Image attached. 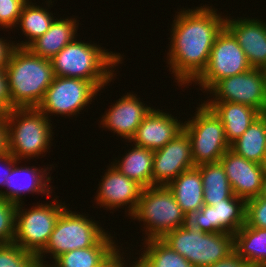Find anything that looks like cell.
Returning a JSON list of instances; mask_svg holds the SVG:
<instances>
[{
    "mask_svg": "<svg viewBox=\"0 0 266 267\" xmlns=\"http://www.w3.org/2000/svg\"><path fill=\"white\" fill-rule=\"evenodd\" d=\"M178 12L174 19L168 64L182 85L194 81L206 68L217 35L225 19L211 7Z\"/></svg>",
    "mask_w": 266,
    "mask_h": 267,
    "instance_id": "cell-1",
    "label": "cell"
},
{
    "mask_svg": "<svg viewBox=\"0 0 266 267\" xmlns=\"http://www.w3.org/2000/svg\"><path fill=\"white\" fill-rule=\"evenodd\" d=\"M4 70L12 109L37 108L55 78L51 61L28 48L14 47Z\"/></svg>",
    "mask_w": 266,
    "mask_h": 267,
    "instance_id": "cell-2",
    "label": "cell"
},
{
    "mask_svg": "<svg viewBox=\"0 0 266 267\" xmlns=\"http://www.w3.org/2000/svg\"><path fill=\"white\" fill-rule=\"evenodd\" d=\"M119 54L103 50L99 45L74 39L50 61L55 76L90 81L101 90L109 81L111 82L114 74L112 67L119 64L122 59Z\"/></svg>",
    "mask_w": 266,
    "mask_h": 267,
    "instance_id": "cell-3",
    "label": "cell"
},
{
    "mask_svg": "<svg viewBox=\"0 0 266 267\" xmlns=\"http://www.w3.org/2000/svg\"><path fill=\"white\" fill-rule=\"evenodd\" d=\"M161 240L195 267H208L234 253V235L206 233L185 223Z\"/></svg>",
    "mask_w": 266,
    "mask_h": 267,
    "instance_id": "cell-4",
    "label": "cell"
},
{
    "mask_svg": "<svg viewBox=\"0 0 266 267\" xmlns=\"http://www.w3.org/2000/svg\"><path fill=\"white\" fill-rule=\"evenodd\" d=\"M5 118L9 153L18 161L48 151L53 136L52 124L38 108H14L5 114Z\"/></svg>",
    "mask_w": 266,
    "mask_h": 267,
    "instance_id": "cell-5",
    "label": "cell"
},
{
    "mask_svg": "<svg viewBox=\"0 0 266 267\" xmlns=\"http://www.w3.org/2000/svg\"><path fill=\"white\" fill-rule=\"evenodd\" d=\"M130 216L146 223L145 240L161 239L166 233L187 223L186 214L167 186L143 188L136 210Z\"/></svg>",
    "mask_w": 266,
    "mask_h": 267,
    "instance_id": "cell-6",
    "label": "cell"
},
{
    "mask_svg": "<svg viewBox=\"0 0 266 267\" xmlns=\"http://www.w3.org/2000/svg\"><path fill=\"white\" fill-rule=\"evenodd\" d=\"M68 210L61 212L45 249L37 256L39 267H47L44 253H51L54 260L67 251L92 247L107 234L95 220Z\"/></svg>",
    "mask_w": 266,
    "mask_h": 267,
    "instance_id": "cell-7",
    "label": "cell"
},
{
    "mask_svg": "<svg viewBox=\"0 0 266 267\" xmlns=\"http://www.w3.org/2000/svg\"><path fill=\"white\" fill-rule=\"evenodd\" d=\"M197 109L195 117L185 121L183 126L191 140L194 164L198 166L219 162L222 155L230 149L224 126L205 102Z\"/></svg>",
    "mask_w": 266,
    "mask_h": 267,
    "instance_id": "cell-8",
    "label": "cell"
},
{
    "mask_svg": "<svg viewBox=\"0 0 266 267\" xmlns=\"http://www.w3.org/2000/svg\"><path fill=\"white\" fill-rule=\"evenodd\" d=\"M16 207V224L14 243L36 257L45 249L55 224L66 208L65 204L54 201L52 204H42L22 209ZM25 211V212H24Z\"/></svg>",
    "mask_w": 266,
    "mask_h": 267,
    "instance_id": "cell-9",
    "label": "cell"
},
{
    "mask_svg": "<svg viewBox=\"0 0 266 267\" xmlns=\"http://www.w3.org/2000/svg\"><path fill=\"white\" fill-rule=\"evenodd\" d=\"M251 68L237 39L224 27L215 39L206 68L193 82L209 91L219 80Z\"/></svg>",
    "mask_w": 266,
    "mask_h": 267,
    "instance_id": "cell-10",
    "label": "cell"
},
{
    "mask_svg": "<svg viewBox=\"0 0 266 267\" xmlns=\"http://www.w3.org/2000/svg\"><path fill=\"white\" fill-rule=\"evenodd\" d=\"M98 91L90 81L55 76L37 108L46 117L48 113L76 115L92 101Z\"/></svg>",
    "mask_w": 266,
    "mask_h": 267,
    "instance_id": "cell-11",
    "label": "cell"
},
{
    "mask_svg": "<svg viewBox=\"0 0 266 267\" xmlns=\"http://www.w3.org/2000/svg\"><path fill=\"white\" fill-rule=\"evenodd\" d=\"M214 100L209 102H232L250 106L260 113L266 106V70H250L219 80L210 90Z\"/></svg>",
    "mask_w": 266,
    "mask_h": 267,
    "instance_id": "cell-12",
    "label": "cell"
},
{
    "mask_svg": "<svg viewBox=\"0 0 266 267\" xmlns=\"http://www.w3.org/2000/svg\"><path fill=\"white\" fill-rule=\"evenodd\" d=\"M246 201L238 196L204 205L187 217V223L206 233L235 234L245 224Z\"/></svg>",
    "mask_w": 266,
    "mask_h": 267,
    "instance_id": "cell-13",
    "label": "cell"
},
{
    "mask_svg": "<svg viewBox=\"0 0 266 267\" xmlns=\"http://www.w3.org/2000/svg\"><path fill=\"white\" fill-rule=\"evenodd\" d=\"M193 167L191 140L183 130L164 147L154 150L153 186H168L183 171Z\"/></svg>",
    "mask_w": 266,
    "mask_h": 267,
    "instance_id": "cell-14",
    "label": "cell"
},
{
    "mask_svg": "<svg viewBox=\"0 0 266 267\" xmlns=\"http://www.w3.org/2000/svg\"><path fill=\"white\" fill-rule=\"evenodd\" d=\"M233 194L245 201L258 197L262 189L264 168L228 149L220 158Z\"/></svg>",
    "mask_w": 266,
    "mask_h": 267,
    "instance_id": "cell-15",
    "label": "cell"
},
{
    "mask_svg": "<svg viewBox=\"0 0 266 267\" xmlns=\"http://www.w3.org/2000/svg\"><path fill=\"white\" fill-rule=\"evenodd\" d=\"M107 170L101 179L102 183H100L97 197H95L97 204L110 210L128 204V215H132L138 205L143 187L123 175L113 165Z\"/></svg>",
    "mask_w": 266,
    "mask_h": 267,
    "instance_id": "cell-16",
    "label": "cell"
},
{
    "mask_svg": "<svg viewBox=\"0 0 266 267\" xmlns=\"http://www.w3.org/2000/svg\"><path fill=\"white\" fill-rule=\"evenodd\" d=\"M230 19L225 18V27L237 39L250 66L266 70V23L251 18Z\"/></svg>",
    "mask_w": 266,
    "mask_h": 267,
    "instance_id": "cell-17",
    "label": "cell"
},
{
    "mask_svg": "<svg viewBox=\"0 0 266 267\" xmlns=\"http://www.w3.org/2000/svg\"><path fill=\"white\" fill-rule=\"evenodd\" d=\"M174 118L171 114L153 108L142 120L131 141L136 146L153 151L164 147L183 131L184 124Z\"/></svg>",
    "mask_w": 266,
    "mask_h": 267,
    "instance_id": "cell-18",
    "label": "cell"
},
{
    "mask_svg": "<svg viewBox=\"0 0 266 267\" xmlns=\"http://www.w3.org/2000/svg\"><path fill=\"white\" fill-rule=\"evenodd\" d=\"M144 105L135 95L128 93L107 110L101 125L131 141L142 120L152 110Z\"/></svg>",
    "mask_w": 266,
    "mask_h": 267,
    "instance_id": "cell-19",
    "label": "cell"
},
{
    "mask_svg": "<svg viewBox=\"0 0 266 267\" xmlns=\"http://www.w3.org/2000/svg\"><path fill=\"white\" fill-rule=\"evenodd\" d=\"M113 237L106 234L96 245L62 253L47 267H108L120 252Z\"/></svg>",
    "mask_w": 266,
    "mask_h": 267,
    "instance_id": "cell-20",
    "label": "cell"
},
{
    "mask_svg": "<svg viewBox=\"0 0 266 267\" xmlns=\"http://www.w3.org/2000/svg\"><path fill=\"white\" fill-rule=\"evenodd\" d=\"M16 164L17 163L14 164L10 175H8L5 180V187H7L8 188L7 190L9 191H6V192L0 191V196L2 198L16 205H19L20 203L22 204L21 197L23 196L24 193L26 194L27 192L28 193L36 192V193H43V194L47 193L48 194L47 196L50 195L51 192L49 190L48 184L51 181V177H47L48 173L46 172L47 171L46 168L45 170L44 168L37 169L35 167L34 168L33 167H25V168L22 167L21 168V167H16ZM20 175L23 176L24 178L19 177L17 179V177Z\"/></svg>",
    "mask_w": 266,
    "mask_h": 267,
    "instance_id": "cell-21",
    "label": "cell"
},
{
    "mask_svg": "<svg viewBox=\"0 0 266 267\" xmlns=\"http://www.w3.org/2000/svg\"><path fill=\"white\" fill-rule=\"evenodd\" d=\"M205 104L220 119L230 145L261 115L256 109L240 103L206 102Z\"/></svg>",
    "mask_w": 266,
    "mask_h": 267,
    "instance_id": "cell-22",
    "label": "cell"
},
{
    "mask_svg": "<svg viewBox=\"0 0 266 267\" xmlns=\"http://www.w3.org/2000/svg\"><path fill=\"white\" fill-rule=\"evenodd\" d=\"M75 19H55L50 28L27 48L35 55L52 59L62 48L72 42L77 33Z\"/></svg>",
    "mask_w": 266,
    "mask_h": 267,
    "instance_id": "cell-23",
    "label": "cell"
},
{
    "mask_svg": "<svg viewBox=\"0 0 266 267\" xmlns=\"http://www.w3.org/2000/svg\"><path fill=\"white\" fill-rule=\"evenodd\" d=\"M167 187L187 217L204 206L202 178L196 166L183 171Z\"/></svg>",
    "mask_w": 266,
    "mask_h": 267,
    "instance_id": "cell-24",
    "label": "cell"
},
{
    "mask_svg": "<svg viewBox=\"0 0 266 267\" xmlns=\"http://www.w3.org/2000/svg\"><path fill=\"white\" fill-rule=\"evenodd\" d=\"M234 253L252 267H266V229L244 224L234 234Z\"/></svg>",
    "mask_w": 266,
    "mask_h": 267,
    "instance_id": "cell-25",
    "label": "cell"
},
{
    "mask_svg": "<svg viewBox=\"0 0 266 267\" xmlns=\"http://www.w3.org/2000/svg\"><path fill=\"white\" fill-rule=\"evenodd\" d=\"M153 158V150L135 145L121 162L112 165L129 179L147 188L153 186Z\"/></svg>",
    "mask_w": 266,
    "mask_h": 267,
    "instance_id": "cell-26",
    "label": "cell"
},
{
    "mask_svg": "<svg viewBox=\"0 0 266 267\" xmlns=\"http://www.w3.org/2000/svg\"><path fill=\"white\" fill-rule=\"evenodd\" d=\"M202 178L204 205H214L234 196L226 172L220 162L196 166Z\"/></svg>",
    "mask_w": 266,
    "mask_h": 267,
    "instance_id": "cell-27",
    "label": "cell"
},
{
    "mask_svg": "<svg viewBox=\"0 0 266 267\" xmlns=\"http://www.w3.org/2000/svg\"><path fill=\"white\" fill-rule=\"evenodd\" d=\"M230 149L247 160L263 163L266 152V122L261 115L230 145Z\"/></svg>",
    "mask_w": 266,
    "mask_h": 267,
    "instance_id": "cell-28",
    "label": "cell"
},
{
    "mask_svg": "<svg viewBox=\"0 0 266 267\" xmlns=\"http://www.w3.org/2000/svg\"><path fill=\"white\" fill-rule=\"evenodd\" d=\"M144 250L133 267H195L161 239L145 240Z\"/></svg>",
    "mask_w": 266,
    "mask_h": 267,
    "instance_id": "cell-29",
    "label": "cell"
},
{
    "mask_svg": "<svg viewBox=\"0 0 266 267\" xmlns=\"http://www.w3.org/2000/svg\"><path fill=\"white\" fill-rule=\"evenodd\" d=\"M28 2L24 5L19 16L18 24L29 41L14 45L15 47L27 48L33 41L42 36L51 26L54 17L47 9Z\"/></svg>",
    "mask_w": 266,
    "mask_h": 267,
    "instance_id": "cell-30",
    "label": "cell"
},
{
    "mask_svg": "<svg viewBox=\"0 0 266 267\" xmlns=\"http://www.w3.org/2000/svg\"><path fill=\"white\" fill-rule=\"evenodd\" d=\"M0 267H39L37 257L17 244H0Z\"/></svg>",
    "mask_w": 266,
    "mask_h": 267,
    "instance_id": "cell-31",
    "label": "cell"
},
{
    "mask_svg": "<svg viewBox=\"0 0 266 267\" xmlns=\"http://www.w3.org/2000/svg\"><path fill=\"white\" fill-rule=\"evenodd\" d=\"M17 205L0 196V244L14 242Z\"/></svg>",
    "mask_w": 266,
    "mask_h": 267,
    "instance_id": "cell-32",
    "label": "cell"
},
{
    "mask_svg": "<svg viewBox=\"0 0 266 267\" xmlns=\"http://www.w3.org/2000/svg\"><path fill=\"white\" fill-rule=\"evenodd\" d=\"M245 224L253 228L266 229V198L254 197L246 201Z\"/></svg>",
    "mask_w": 266,
    "mask_h": 267,
    "instance_id": "cell-33",
    "label": "cell"
},
{
    "mask_svg": "<svg viewBox=\"0 0 266 267\" xmlns=\"http://www.w3.org/2000/svg\"><path fill=\"white\" fill-rule=\"evenodd\" d=\"M28 0H0V27L11 28L18 24L19 16Z\"/></svg>",
    "mask_w": 266,
    "mask_h": 267,
    "instance_id": "cell-34",
    "label": "cell"
},
{
    "mask_svg": "<svg viewBox=\"0 0 266 267\" xmlns=\"http://www.w3.org/2000/svg\"><path fill=\"white\" fill-rule=\"evenodd\" d=\"M12 110L8 82L4 69H0V113L6 114Z\"/></svg>",
    "mask_w": 266,
    "mask_h": 267,
    "instance_id": "cell-35",
    "label": "cell"
},
{
    "mask_svg": "<svg viewBox=\"0 0 266 267\" xmlns=\"http://www.w3.org/2000/svg\"><path fill=\"white\" fill-rule=\"evenodd\" d=\"M9 153L8 126L5 114L0 113V156Z\"/></svg>",
    "mask_w": 266,
    "mask_h": 267,
    "instance_id": "cell-36",
    "label": "cell"
},
{
    "mask_svg": "<svg viewBox=\"0 0 266 267\" xmlns=\"http://www.w3.org/2000/svg\"><path fill=\"white\" fill-rule=\"evenodd\" d=\"M0 162L1 164L3 163V165L0 164V168H3V173L0 175V185H4L5 186V180L6 177L8 175H10L12 167L14 166L15 163L18 162V160L13 157L10 153L4 154L2 156H0ZM6 165V166H5ZM1 191V190H0Z\"/></svg>",
    "mask_w": 266,
    "mask_h": 267,
    "instance_id": "cell-37",
    "label": "cell"
},
{
    "mask_svg": "<svg viewBox=\"0 0 266 267\" xmlns=\"http://www.w3.org/2000/svg\"><path fill=\"white\" fill-rule=\"evenodd\" d=\"M208 267H252L244 260L239 258L235 253L230 255L228 258L216 262L215 264Z\"/></svg>",
    "mask_w": 266,
    "mask_h": 267,
    "instance_id": "cell-38",
    "label": "cell"
},
{
    "mask_svg": "<svg viewBox=\"0 0 266 267\" xmlns=\"http://www.w3.org/2000/svg\"><path fill=\"white\" fill-rule=\"evenodd\" d=\"M15 44L12 42L7 43L2 38H0V69H5L8 63L9 56Z\"/></svg>",
    "mask_w": 266,
    "mask_h": 267,
    "instance_id": "cell-39",
    "label": "cell"
},
{
    "mask_svg": "<svg viewBox=\"0 0 266 267\" xmlns=\"http://www.w3.org/2000/svg\"><path fill=\"white\" fill-rule=\"evenodd\" d=\"M121 255L122 254H120L108 267H128L123 262L124 257L121 258ZM131 267H133V265H131Z\"/></svg>",
    "mask_w": 266,
    "mask_h": 267,
    "instance_id": "cell-40",
    "label": "cell"
},
{
    "mask_svg": "<svg viewBox=\"0 0 266 267\" xmlns=\"http://www.w3.org/2000/svg\"><path fill=\"white\" fill-rule=\"evenodd\" d=\"M259 196L266 198V171L264 172V175H263L262 189H261V193Z\"/></svg>",
    "mask_w": 266,
    "mask_h": 267,
    "instance_id": "cell-41",
    "label": "cell"
},
{
    "mask_svg": "<svg viewBox=\"0 0 266 267\" xmlns=\"http://www.w3.org/2000/svg\"><path fill=\"white\" fill-rule=\"evenodd\" d=\"M261 116L266 122V106L264 107L263 111L261 112Z\"/></svg>",
    "mask_w": 266,
    "mask_h": 267,
    "instance_id": "cell-42",
    "label": "cell"
},
{
    "mask_svg": "<svg viewBox=\"0 0 266 267\" xmlns=\"http://www.w3.org/2000/svg\"><path fill=\"white\" fill-rule=\"evenodd\" d=\"M262 166H263L264 170L266 171V152H265V157H264Z\"/></svg>",
    "mask_w": 266,
    "mask_h": 267,
    "instance_id": "cell-43",
    "label": "cell"
}]
</instances>
